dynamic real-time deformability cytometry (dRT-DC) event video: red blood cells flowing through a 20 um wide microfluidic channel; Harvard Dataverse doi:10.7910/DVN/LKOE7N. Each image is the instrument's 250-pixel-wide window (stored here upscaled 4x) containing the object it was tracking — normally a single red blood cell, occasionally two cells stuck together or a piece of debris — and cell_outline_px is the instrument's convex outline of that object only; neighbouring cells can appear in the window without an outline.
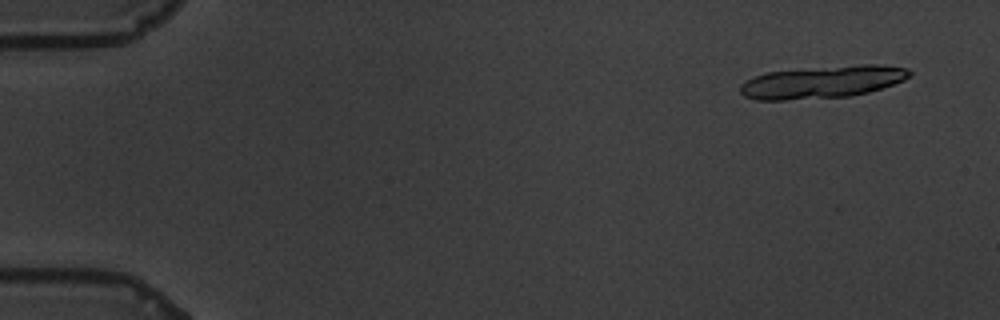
{"species": "common noctule bat (a hibernating species)", "species_latin": "Nyctalus noctula", "temperature_condition": "warm", "stored_images_in_passage": 23, "camera_frame_rate_fps": 3000, "um_per_image_px": 0.085, "animal": {"sex": "male", "body_mass_g": 19.5, "forearm_length_mm": 54.6}, "frame": {"image": 1, "passage_image": 4, "time_ms": 1.0, "image_size_px": [1000, 320], "cell_outline_px": [[912, 76], [904, 80], [868, 92], [848, 96], [784, 100], [756, 100], [744, 96], [740, 92], [740, 84], [752, 76], [768, 72], [860, 64], [880, 64], [908, 68], [912, 72]], "centroid_in_image_um": [69.9, 6.96], "position_along_channel_um": 15.1, "area_um2": 31.91}}